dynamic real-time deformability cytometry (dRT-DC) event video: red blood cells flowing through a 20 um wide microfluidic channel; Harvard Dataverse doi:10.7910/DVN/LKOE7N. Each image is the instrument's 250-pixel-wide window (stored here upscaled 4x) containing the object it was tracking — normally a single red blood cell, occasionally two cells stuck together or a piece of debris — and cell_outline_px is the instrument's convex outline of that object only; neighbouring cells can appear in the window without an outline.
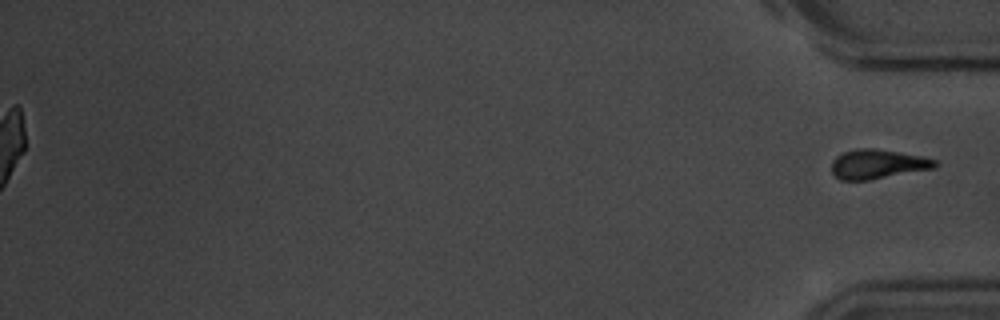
{"species": "common noctule bat (a hibernating species)", "species_latin": "Nyctalus noctula", "temperature_condition": "room temperature", "stored_images_in_passage": 54, "segment_of_instrument_passage": [2, 2], "camera_frame_rate_fps": 3000, "um_per_image_px": 0.085, "animal": {"sex": "male", "body_mass_g": 20.1, "forearm_length_mm": 53.5}, "frame": {"image": 1, "passage_image": 54, "time_ms": 17.667, "image_size_px": [1000, 320], "cell_outline_px": [[936, 168], [868, 180], [840, 180], [832, 172], [832, 160], [836, 156], [844, 152], [860, 148], [876, 148], [924, 156], [936, 160]], "centroid_in_image_um": [74.61, 13.94], "position_along_channel_um": 360.6, "area_um2": 17.74}}